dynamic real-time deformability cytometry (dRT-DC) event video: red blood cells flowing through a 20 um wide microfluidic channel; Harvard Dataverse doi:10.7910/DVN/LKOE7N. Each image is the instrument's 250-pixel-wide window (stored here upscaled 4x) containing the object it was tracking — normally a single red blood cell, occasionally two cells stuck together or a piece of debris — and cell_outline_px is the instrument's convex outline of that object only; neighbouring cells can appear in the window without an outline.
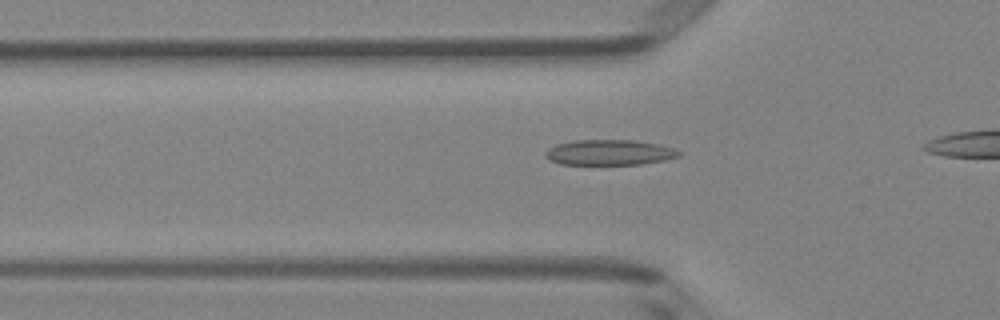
{"species": "Egyptian fruit bat (a non-hibernating species)", "species_latin": "Rousettus aegyptiacus", "temperature_condition": "room temperature", "stored_images_in_passage": 18, "camera_frame_rate_fps": 3000, "um_per_image_px": 0.085, "animal": {"sex": "female"}, "frame": {"image": 1, "passage_image": 6, "time_ms": 1.667, "image_size_px": [1000, 320], "cell_outline_px": [[680, 156], [664, 160], [644, 164], [560, 164], [548, 160], [544, 156], [544, 152], [548, 148], [556, 144], [576, 140], [636, 140], [676, 148], [680, 152]], "centroid_in_image_um": [51.78, 12.96], "position_along_channel_um": 74.0, "area_um2": 19.88}}
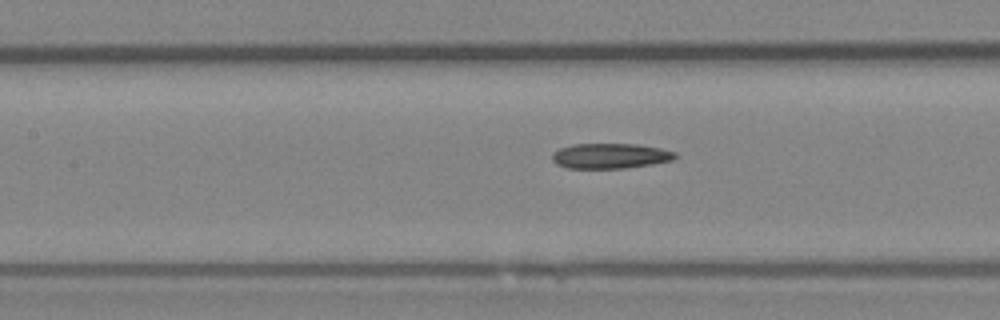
{"frame": {"image": 2, "passage_image": 12, "time_ms": 3.667, "image_size_px": [1000, 320], "cell_outline_px": [[676, 156], [672, 160], [652, 164], [624, 168], [568, 168], [556, 164], [552, 160], [552, 152], [560, 148], [572, 144], [636, 144], [660, 148], [676, 152]], "centroid_in_image_um": [51.84, 13.25], "position_along_channel_um": 155.6, "area_um2": 18.03}}
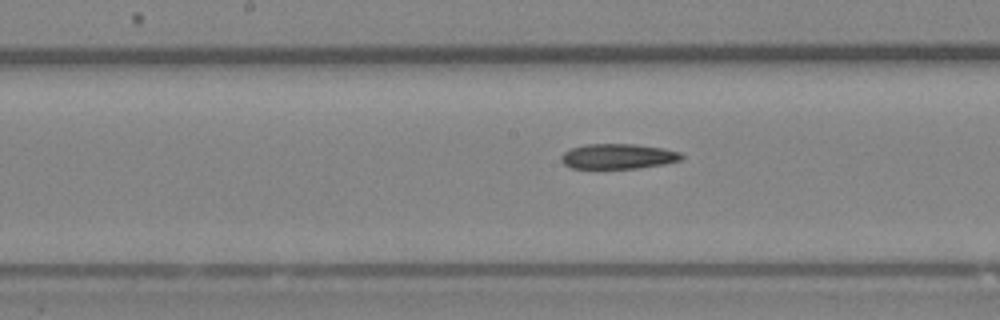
{"frame": {"image": 3, "passage_image": 15, "time_ms": 4.667, "image_size_px": [1000, 320], "cell_outline_px": [[684, 156], [680, 160], [664, 164], [636, 168], [572, 168], [564, 164], [560, 160], [560, 156], [564, 152], [572, 148], [584, 144], [636, 144], [660, 148], [680, 152]], "centroid_in_image_um": [52.51, 13.28], "position_along_channel_um": 195.7, "area_um2": 17.51}}